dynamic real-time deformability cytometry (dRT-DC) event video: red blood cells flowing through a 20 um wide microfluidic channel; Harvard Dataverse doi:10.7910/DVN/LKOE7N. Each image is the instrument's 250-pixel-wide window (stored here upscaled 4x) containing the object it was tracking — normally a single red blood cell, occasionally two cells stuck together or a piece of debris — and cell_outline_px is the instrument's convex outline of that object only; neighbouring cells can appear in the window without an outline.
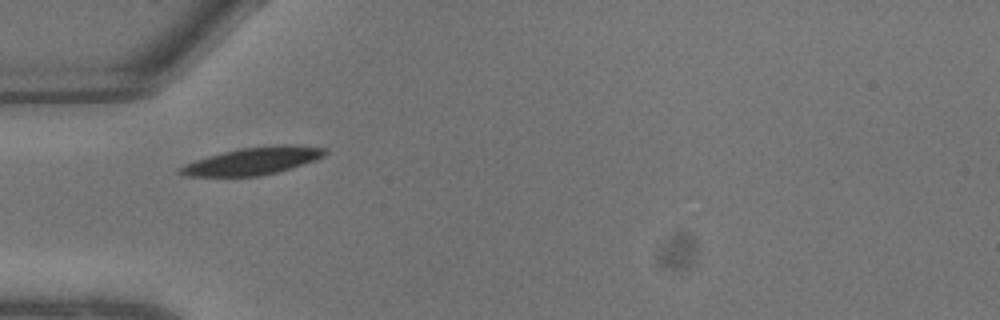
{"species": "common noctule bat (a hibernating species)", "species_latin": "Nyctalus noctula", "temperature_condition": "warm", "stored_images_in_passage": 2, "camera_frame_rate_fps": 3000, "um_per_image_px": 0.085, "animal": {"sex": "male", "body_mass_g": 13.3}, "frame": {"image": 1, "passage_image": 1, "time_ms": 0.0, "image_size_px": [1000, 320], "cell_outline_px": [[328, 152], [324, 156], [316, 160], [276, 172], [260, 176], [184, 176], [176, 172], [176, 168], [184, 164], [208, 156], [240, 148], [276, 144], [292, 144], [328, 148]], "centroid_in_image_um": [21.5, 13.67], "position_along_channel_um": 63.5, "area_um2": 23.29}}